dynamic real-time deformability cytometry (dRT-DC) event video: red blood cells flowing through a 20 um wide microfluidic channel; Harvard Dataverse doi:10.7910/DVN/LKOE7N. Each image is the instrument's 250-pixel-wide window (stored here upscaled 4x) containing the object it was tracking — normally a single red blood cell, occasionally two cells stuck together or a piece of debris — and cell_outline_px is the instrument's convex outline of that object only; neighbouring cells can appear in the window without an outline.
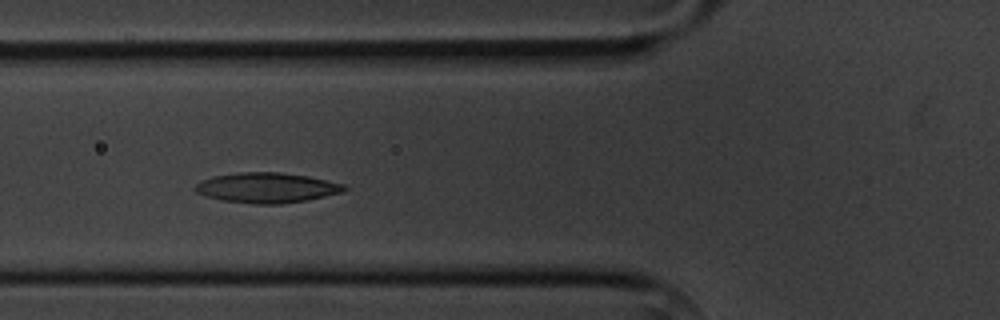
{"species": "common noctule bat (a hibernating species)", "species_latin": "Nyctalus noctula", "temperature_condition": "cold", "stored_images_in_passage": 15, "camera_frame_rate_fps": 3000, "um_per_image_px": 0.085, "animal": {"sex": "male", "body_mass_g": 20.1, "forearm_length_mm": 53.5}, "frame": {"image": 1, "passage_image": 5, "time_ms": 5.333, "image_size_px": [1000, 320], "cell_outline_px": [[348, 188], [340, 192], [324, 196], [304, 200], [280, 204], [256, 204], [224, 200], [208, 196], [196, 192], [192, 188], [200, 180], [212, 176], [240, 172], [280, 172], [308, 176], [344, 184]], "centroid_in_image_um": [22.64, 15.94], "position_along_channel_um": 103.2, "area_um2": 25.95}}
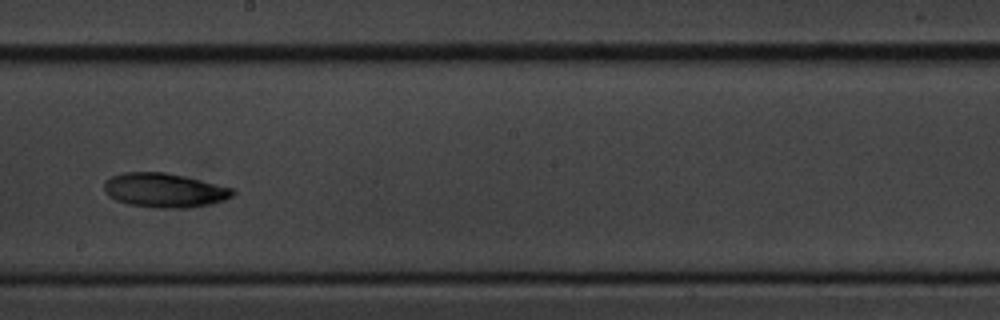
{"frame": {"image": 2, "passage_image": 8, "time_ms": 9.0, "image_size_px": [1000, 320], "cell_outline_px": [[236, 192], [232, 196], [224, 200], [208, 204], [188, 208], [156, 208], [128, 204], [116, 200], [104, 192], [104, 180], [112, 176], [124, 172], [164, 172], [184, 176], [236, 188]], "centroid_in_image_um": [13.99, 16.17], "position_along_channel_um": 234.2, "area_um2": 25.84}}
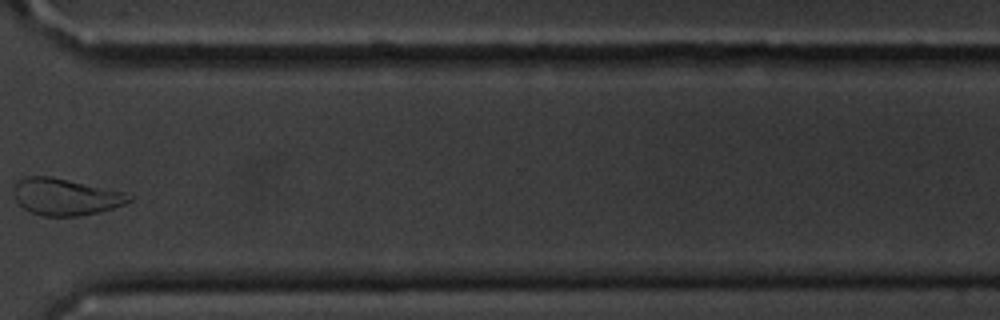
{"frame": {"image": 3, "passage_image": 11, "time_ms": 12.667, "image_size_px": [1000, 320], "cell_outline_px": [[136, 196], [132, 200], [124, 204], [100, 212], [80, 216], [44, 216], [32, 212], [24, 208], [16, 200], [12, 192], [16, 184], [20, 180], [28, 176], [52, 176], [124, 192]], "centroid_in_image_um": [5.6, 16.73], "position_along_channel_um": 365.0, "area_um2": 24.68}}